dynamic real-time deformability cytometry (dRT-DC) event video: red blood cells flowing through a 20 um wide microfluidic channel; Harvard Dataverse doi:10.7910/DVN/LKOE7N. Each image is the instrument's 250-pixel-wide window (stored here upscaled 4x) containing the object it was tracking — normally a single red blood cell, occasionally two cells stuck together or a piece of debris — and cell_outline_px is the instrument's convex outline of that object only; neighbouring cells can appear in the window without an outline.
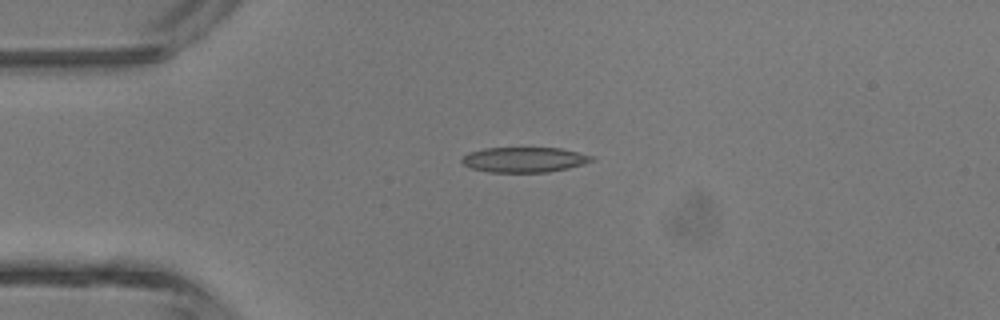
{"species": "common noctule bat (a hibernating species)", "species_latin": "Nyctalus noctula", "temperature_condition": "room temperature", "stored_images_in_passage": 4, "camera_frame_rate_fps": 3000, "um_per_image_px": 0.085, "animal": {"sex": "male", "body_mass_g": 13.3}, "frame": {"image": 1, "passage_image": 3, "time_ms": 3.0, "image_size_px": [1000, 320], "cell_outline_px": [[596, 160], [584, 164], [568, 168], [548, 172], [488, 172], [472, 168], [464, 164], [460, 160], [468, 152], [484, 148], [560, 148], [592, 156]], "centroid_in_image_um": [44.56, 13.57], "position_along_channel_um": 40.4, "area_um2": 18.96}}
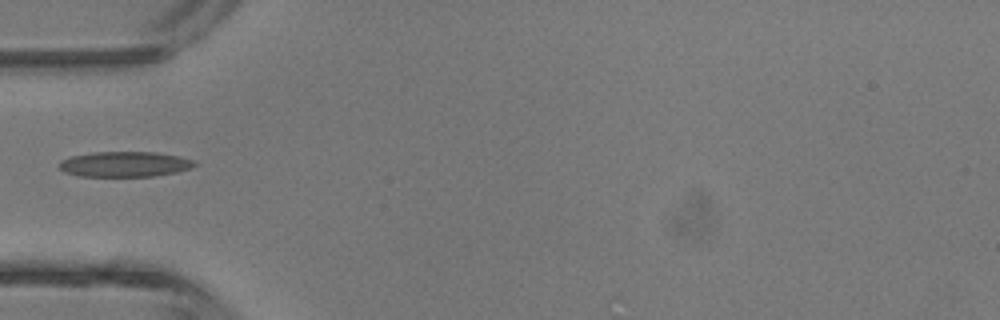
{"frame": {"image": 2, "passage_image": 4, "time_ms": 4.333, "image_size_px": [1000, 320], "cell_outline_px": [[200, 164], [176, 172], [152, 176], [76, 176], [64, 172], [60, 168], [60, 160], [72, 156], [92, 152], [156, 152], [180, 156], [196, 160]], "centroid_in_image_um": [10.62, 13.95], "position_along_channel_um": 74.4, "area_um2": 20.06}}